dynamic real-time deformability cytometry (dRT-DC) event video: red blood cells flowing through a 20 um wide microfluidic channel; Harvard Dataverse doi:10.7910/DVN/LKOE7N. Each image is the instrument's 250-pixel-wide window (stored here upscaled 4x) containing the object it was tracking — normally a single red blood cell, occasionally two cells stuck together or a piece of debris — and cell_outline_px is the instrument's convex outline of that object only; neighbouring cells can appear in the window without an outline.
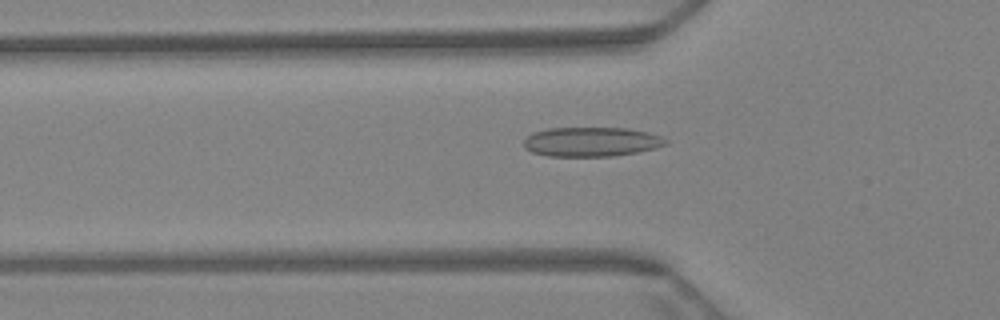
{"species": "Egyptian fruit bat (a non-hibernating species)", "species_latin": "Rousettus aegyptiacus", "temperature_condition": "warm", "stored_images_in_passage": 65, "camera_frame_rate_fps": 3000, "um_per_image_px": 0.085, "animal": {"sex": "female"}, "frame": {"image": 1, "passage_image": 22, "time_ms": 7.0, "image_size_px": [1000, 320], "cell_outline_px": [[668, 144], [656, 148], [640, 152], [612, 156], [548, 156], [532, 152], [524, 148], [524, 140], [528, 136], [536, 132], [548, 128], [628, 128], [648, 132], [660, 136], [668, 140]], "centroid_in_image_um": [50.31, 12.06], "position_along_channel_um": 75.5, "area_um2": 24.39}}
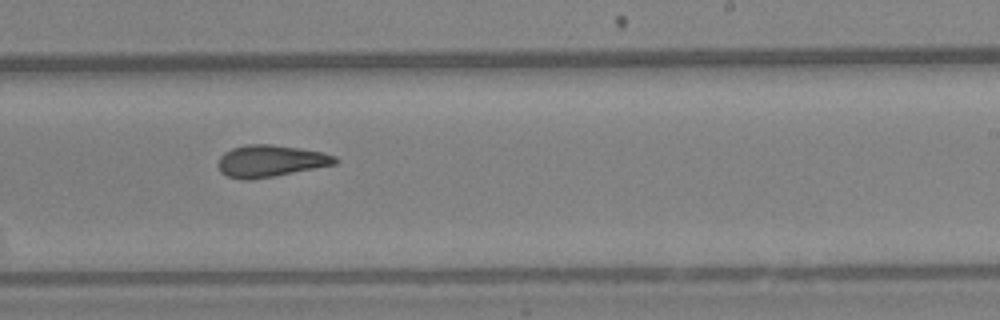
{"frame": {"image": 2, "passage_image": 40, "time_ms": 13.0, "image_size_px": [1000, 320], "cell_outline_px": [[340, 160], [336, 164], [272, 176], [248, 180], [244, 180], [228, 176], [220, 172], [220, 156], [224, 152], [232, 148], [248, 144], [272, 144], [300, 148], [320, 152], [336, 156]], "centroid_in_image_um": [23.0, 13.67], "position_along_channel_um": 266.0, "area_um2": 21.44}}
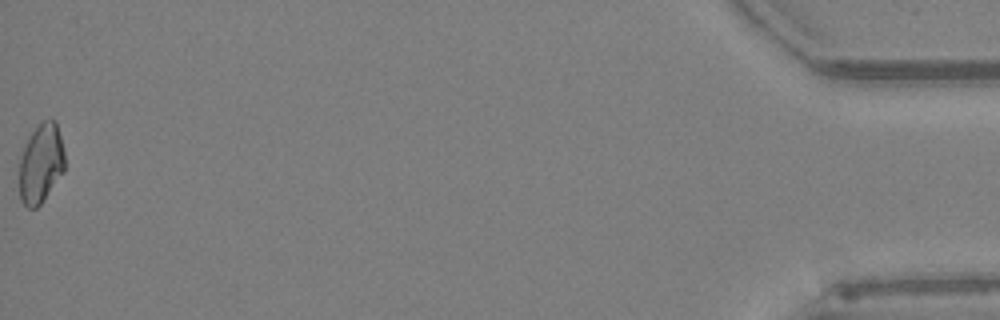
{"frame": {"image": 3, "passage_image": 65, "time_ms": 21.333, "image_size_px": [1000, 320], "cell_outline_px": [[64, 172], [40, 204], [36, 208], [28, 208], [20, 200], [20, 156], [28, 136], [44, 120], [56, 120], [64, 148]], "centroid_in_image_um": [3.49, 13.89], "position_along_channel_um": 431.7, "area_um2": 20.98}, "authors_computed_cell_mechanics": {"area_um2": 21.7328, "velocity_mm_per_s": 3.18, "shape_relaxation_time_tau1_ms": null, "shape_relaxation_time_tau2_ms": 4.034, "deformation_change_tau1": null, "deformation_change_tau2": 0.1072}}